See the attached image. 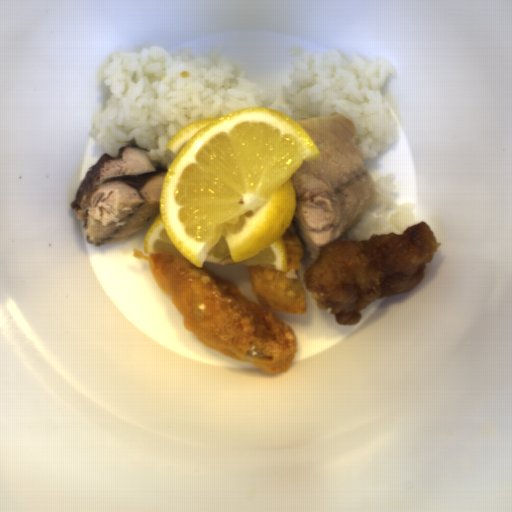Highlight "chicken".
<instances>
[{
	"mask_svg": "<svg viewBox=\"0 0 512 512\" xmlns=\"http://www.w3.org/2000/svg\"><path fill=\"white\" fill-rule=\"evenodd\" d=\"M441 245L425 221L402 234L372 232L369 240L334 241L304 271L305 289L316 309L334 315L338 325L356 326L360 310L376 299L417 286Z\"/></svg>",
	"mask_w": 512,
	"mask_h": 512,
	"instance_id": "1",
	"label": "chicken"
}]
</instances>
